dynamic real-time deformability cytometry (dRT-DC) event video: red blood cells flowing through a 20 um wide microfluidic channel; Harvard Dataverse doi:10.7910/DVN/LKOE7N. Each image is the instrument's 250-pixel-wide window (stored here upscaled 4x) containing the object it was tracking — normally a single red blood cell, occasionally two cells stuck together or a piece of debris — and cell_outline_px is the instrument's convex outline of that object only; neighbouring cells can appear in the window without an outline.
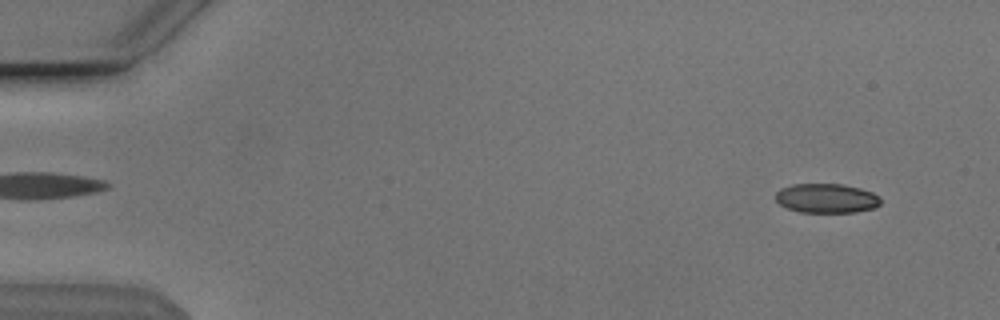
{"species": "Egyptian fruit bat (a non-hibernating species)", "species_latin": "Rousettus aegyptiacus", "temperature_condition": "cold", "stored_images_in_passage": 53, "camera_frame_rate_fps": 3000, "um_per_image_px": 0.085, "animal": {"sex": "male"}, "frame": {"image": 1, "passage_image": 4, "time_ms": 1.0, "image_size_px": [1000, 320], "cell_outline_px": [[880, 204], [872, 208], [856, 212], [800, 212], [788, 208], [780, 204], [776, 200], [776, 192], [780, 188], [792, 184], [844, 184], [860, 188], [872, 192], [880, 196]], "centroid_in_image_um": [70.25, 16.84], "position_along_channel_um": 14.7, "area_um2": 17.98}}
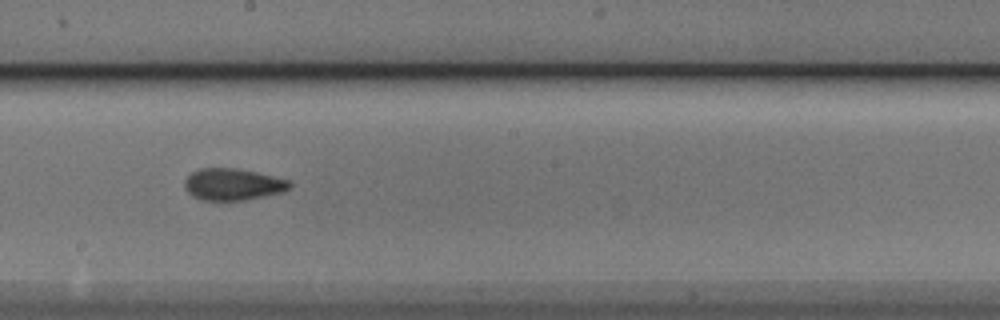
{"frame": {"image": 2, "passage_image": 30, "time_ms": 9.667, "image_size_px": [1000, 320], "cell_outline_px": [[292, 184], [284, 192], [248, 200], [200, 200], [192, 196], [184, 188], [184, 180], [192, 172], [200, 168], [232, 168], [256, 172], [288, 180]], "centroid_in_image_um": [19.77, 15.68], "position_along_channel_um": 228.4, "area_um2": 19.48}}
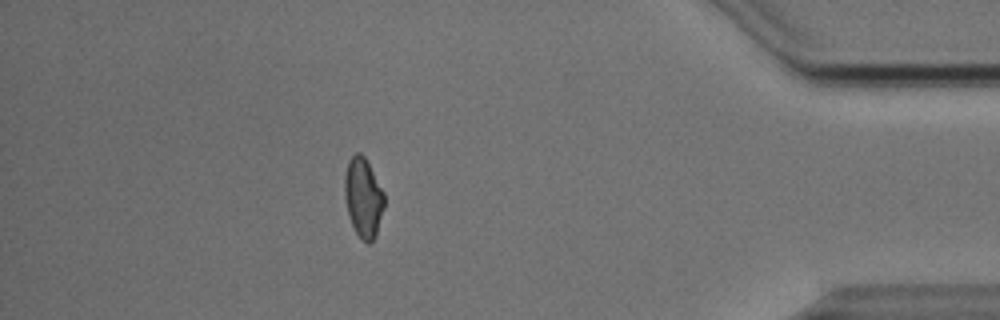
{"frame": {"image": 3, "passage_image": 47, "time_ms": 15.333, "image_size_px": [1000, 320], "cell_outline_px": [[384, 208], [376, 236], [368, 244], [356, 232], [352, 224], [348, 212], [344, 196], [344, 176], [348, 160], [356, 152], [360, 152], [364, 156], [384, 192]], "centroid_in_image_um": [30.87, 16.77], "position_along_channel_um": 404.3, "area_um2": 18.26}, "authors_computed_cell_mechanics": {"area_um2": 19.074, "velocity_mm_per_s": 3.8574, "shape_relaxation_time_tau1_ms": 4.5903, "shape_relaxation_time_tau2_ms": 2.0874, "deformation_change_tau1": 0.1167, "deformation_change_tau2": 0.0666}}